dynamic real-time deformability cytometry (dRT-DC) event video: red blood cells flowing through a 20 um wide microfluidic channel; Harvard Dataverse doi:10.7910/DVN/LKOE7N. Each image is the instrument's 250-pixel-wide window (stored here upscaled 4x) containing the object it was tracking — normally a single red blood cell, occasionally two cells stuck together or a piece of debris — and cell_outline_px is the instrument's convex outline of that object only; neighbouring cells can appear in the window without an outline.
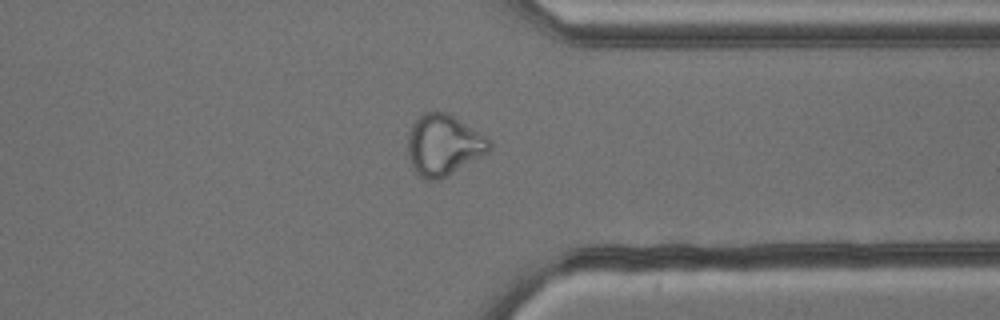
{"species": "common noctule bat (a hibernating species)", "species_latin": "Nyctalus noctula", "temperature_condition": "cold", "stored_images_in_passage": 44, "camera_frame_rate_fps": 3000, "um_per_image_px": 0.085, "animal": {"sex": "male", "body_mass_g": 13.3}, "frame": {"image": 1, "passage_image": 32, "time_ms": 10.333, "image_size_px": [1000, 320], "cell_outline_px": [[492, 148], [488, 152], [444, 176], [436, 180], [428, 180], [420, 176], [416, 172], [412, 164], [408, 152], [408, 136], [412, 124], [416, 116], [424, 112], [444, 112], [452, 116], [492, 140]], "centroid_in_image_um": [37.69, 12.3], "position_along_channel_um": 373.7, "area_um2": 28.32}}
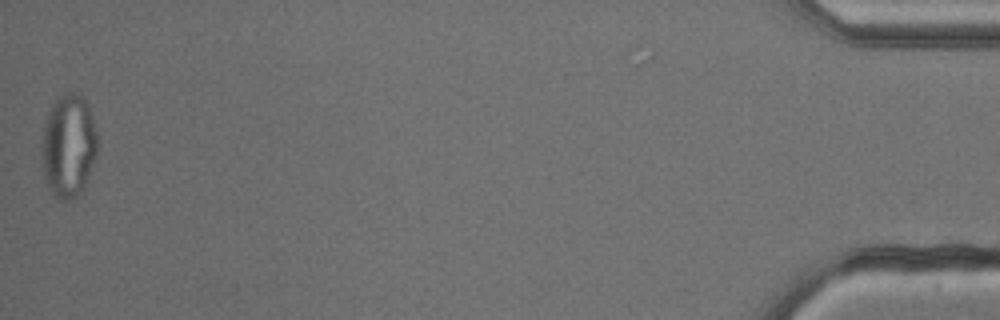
{"frame": {"image": 2, "passage_image": 44, "time_ms": 14.333, "image_size_px": [1000, 320], "cell_outline_px": [[96, 156], [84, 188], [76, 196], [68, 200], [56, 200], [48, 188], [44, 180], [40, 156], [40, 144], [44, 120], [52, 104], [64, 92], [80, 92], [84, 96], [88, 104], [92, 116], [96, 132]], "centroid_in_image_um": [5.77, 12.39], "position_along_channel_um": 429.4, "area_um2": 34.39}, "authors_computed_cell_mechanics": {"area_um2": 28.6399, "velocity_mm_per_s": 3.8171, "shape_relaxation_time_tau1_ms": null, "shape_relaxation_time_tau2_ms": 1.4184, "deformation_change_tau1": null, "deformation_change_tau2": 0.075}}